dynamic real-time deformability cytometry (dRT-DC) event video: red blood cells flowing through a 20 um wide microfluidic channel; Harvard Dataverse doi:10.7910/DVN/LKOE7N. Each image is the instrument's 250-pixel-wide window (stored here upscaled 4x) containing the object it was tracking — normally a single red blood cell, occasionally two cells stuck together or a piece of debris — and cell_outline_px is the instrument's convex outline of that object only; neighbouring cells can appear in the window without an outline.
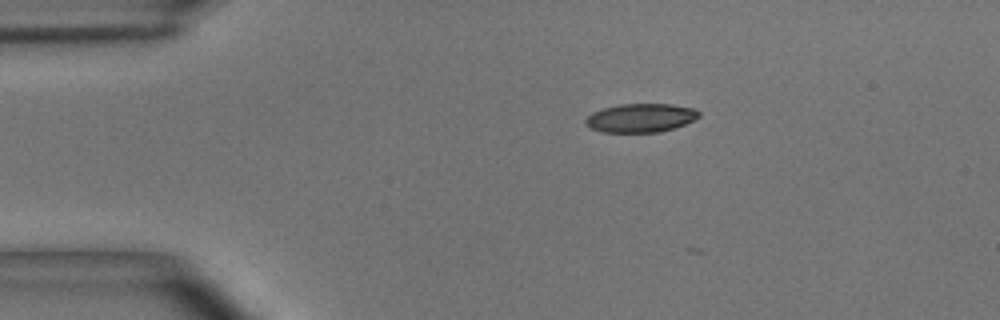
{"species": "common noctule bat (a hibernating species)", "species_latin": "Nyctalus noctula", "temperature_condition": "room temperature", "stored_images_in_passage": 3, "camera_frame_rate_fps": 3000, "um_per_image_px": 0.085, "animal": {"sex": "male", "body_mass_g": 15.6}, "frame": {"image": 1, "passage_image": 1, "time_ms": 0.0, "image_size_px": [1000, 320], "cell_outline_px": [[700, 116], [684, 124], [660, 132], [600, 132], [584, 124], [584, 120], [592, 112], [604, 108], [620, 104], [672, 104], [692, 108], [700, 112]], "centroid_in_image_um": [54.42, 10.02], "position_along_channel_um": 30.6, "area_um2": 18.84}}